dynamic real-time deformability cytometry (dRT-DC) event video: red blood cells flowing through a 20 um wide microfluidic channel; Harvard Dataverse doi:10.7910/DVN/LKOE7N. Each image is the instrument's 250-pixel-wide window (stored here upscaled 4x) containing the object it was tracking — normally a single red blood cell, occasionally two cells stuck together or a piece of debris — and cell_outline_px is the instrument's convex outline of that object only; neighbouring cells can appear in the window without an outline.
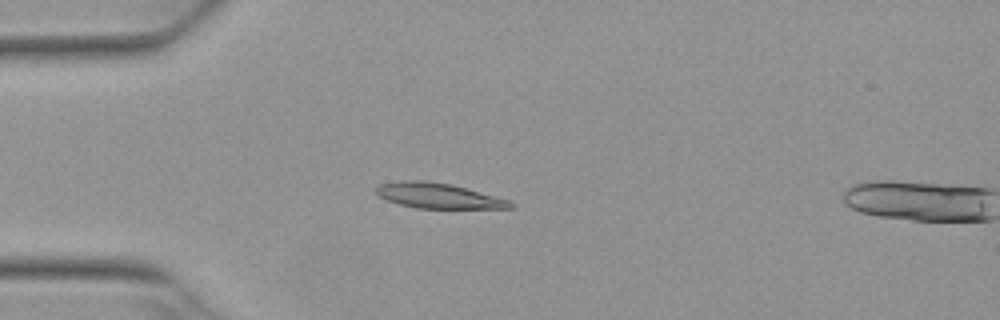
{"species": "Egyptian fruit bat (a non-hibernating species)", "species_latin": "Rousettus aegyptiacus", "temperature_condition": "warm", "stored_images_in_passage": 5, "camera_frame_rate_fps": 3000, "um_per_image_px": 0.085, "animal": {"sex": "female"}, "frame": {"image": 1, "passage_image": 4, "time_ms": 1.0, "image_size_px": [1000, 320], "cell_outline_px": [[516, 208], [416, 208], [400, 204], [388, 200], [380, 196], [372, 188], [380, 184], [400, 180], [424, 180], [452, 184], [508, 200], [516, 204]], "centroid_in_image_um": [37.23, 16.63], "position_along_channel_um": 47.8, "area_um2": 19.71}}